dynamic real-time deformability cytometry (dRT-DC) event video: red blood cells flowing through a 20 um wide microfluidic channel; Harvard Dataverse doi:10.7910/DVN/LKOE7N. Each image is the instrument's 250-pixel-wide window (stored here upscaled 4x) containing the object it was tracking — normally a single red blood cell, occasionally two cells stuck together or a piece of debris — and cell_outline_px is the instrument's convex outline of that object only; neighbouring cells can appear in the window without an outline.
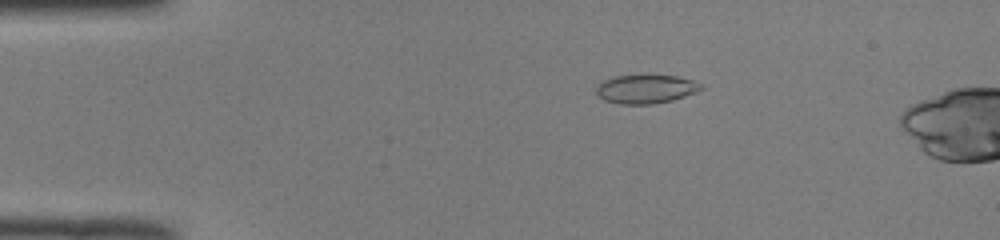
{"species": "common noctule bat (a hibernating species)", "species_latin": "Nyctalus noctula", "temperature_condition": "room temperature", "stored_images_in_passage": 7, "camera_frame_rate_fps": 3000, "um_per_image_px": 0.085, "animal": {"sex": "male", "body_mass_g": 19.0, "forearm_length_mm": 50.8}, "frame": {"image": 1, "passage_image": 1, "time_ms": 0.0, "image_size_px": [1000, 240], "cell_outline_px": [[704, 88], [696, 92], [672, 100], [652, 104], [620, 104], [604, 100], [596, 92], [596, 88], [604, 80], [612, 76], [676, 76], [692, 80], [704, 84]], "centroid_in_image_um": [54.92, 7.57], "position_along_channel_um": 30.1, "area_um2": 17.34}}